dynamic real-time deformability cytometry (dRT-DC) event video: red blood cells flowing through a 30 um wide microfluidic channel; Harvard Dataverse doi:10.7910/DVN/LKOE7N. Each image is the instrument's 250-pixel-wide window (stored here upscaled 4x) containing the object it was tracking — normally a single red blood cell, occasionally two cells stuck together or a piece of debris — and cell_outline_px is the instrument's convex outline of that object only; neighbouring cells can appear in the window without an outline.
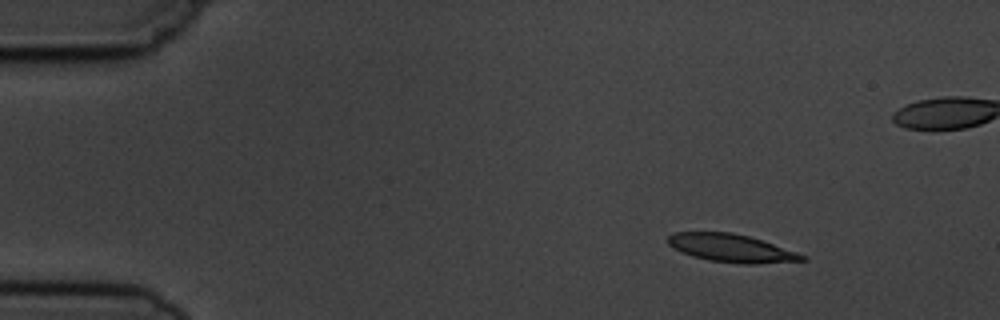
{"species": "common noctule bat (a hibernating species)", "species_latin": "Nyctalus noctula", "temperature_condition": "cold", "stored_images_in_passage": 5, "camera_frame_rate_fps": 3000, "um_per_image_px": 0.085, "animal": {"sex": "male", "body_mass_g": 19.5, "forearm_length_mm": 54.6}, "frame": {"image": 1, "passage_image": 1, "time_ms": 0.0, "image_size_px": [1000, 320], "cell_outline_px": [[808, 260], [756, 264], [744, 264], [708, 260], [692, 256], [680, 252], [672, 248], [668, 244], [668, 236], [672, 232], [732, 232], [748, 236], [808, 256]], "centroid_in_image_um": [62.13, 21.09], "position_along_channel_um": 22.9, "area_um2": 21.85}}
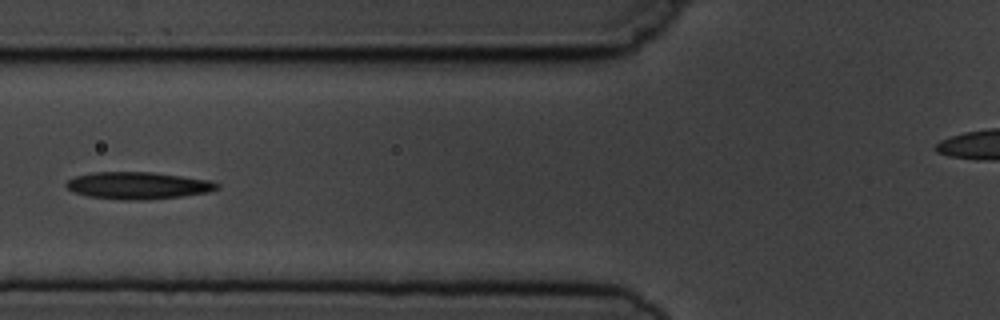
{"frame": {"image": 2, "passage_image": 5, "time_ms": 4.667, "image_size_px": [1000, 320], "cell_outline_px": [[220, 188], [208, 192], [180, 196], [144, 200], [124, 200], [88, 196], [72, 192], [64, 184], [68, 180], [76, 176], [92, 172], [152, 172], [208, 180], [220, 184]], "centroid_in_image_um": [11.7, 15.77], "position_along_channel_um": 114.1, "area_um2": 23.7}}